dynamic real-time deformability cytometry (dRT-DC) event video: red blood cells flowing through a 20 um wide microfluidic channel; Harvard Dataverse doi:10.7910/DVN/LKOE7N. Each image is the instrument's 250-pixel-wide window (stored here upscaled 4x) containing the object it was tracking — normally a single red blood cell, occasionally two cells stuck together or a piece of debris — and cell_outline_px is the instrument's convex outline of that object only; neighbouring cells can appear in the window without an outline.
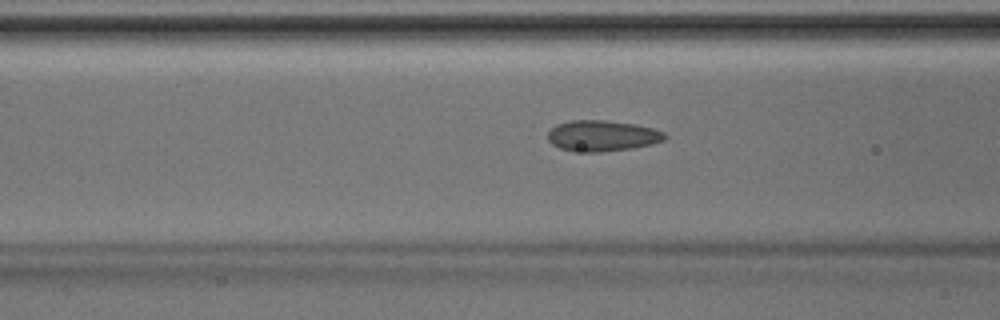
{"species": "Egyptian fruit bat (a non-hibernating species)", "species_latin": "Rousettus aegyptiacus", "temperature_condition": "room temperature", "stored_images_in_passage": 45, "camera_frame_rate_fps": 3000, "um_per_image_px": 0.085, "animal": {"sex": "male"}, "frame": {"image": 1, "passage_image": 18, "time_ms": 5.667, "image_size_px": [1000, 320], "cell_outline_px": [[668, 136], [664, 140], [652, 144], [632, 148], [600, 152], [572, 152], [560, 148], [552, 144], [548, 140], [548, 132], [556, 124], [572, 120], [604, 120], [636, 124], [652, 128], [664, 132]], "centroid_in_image_um": [51.18, 11.55], "position_along_channel_um": 115.4, "area_um2": 21.21}}
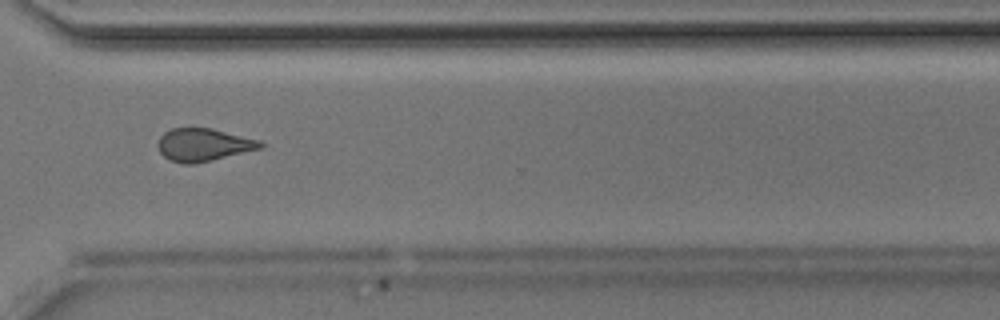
{"frame": {"image": 2, "passage_image": 34, "time_ms": 11.0, "image_size_px": [1000, 320], "cell_outline_px": [[264, 148], [196, 164], [184, 164], [168, 160], [160, 152], [156, 144], [160, 136], [164, 132], [172, 128], [188, 124], [212, 128], [260, 140], [264, 144]], "centroid_in_image_um": [17.27, 12.27], "position_along_channel_um": 353.3, "area_um2": 20.46}}
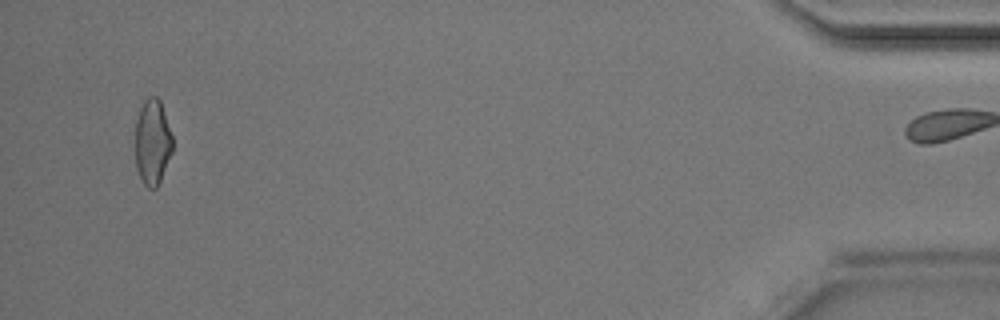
{"frame": {"image": 3, "passage_image": 44, "time_ms": 14.333, "image_size_px": [1000, 320], "cell_outline_px": [[172, 152], [160, 180], [156, 188], [148, 188], [144, 184], [136, 168], [136, 120], [140, 108], [144, 100], [148, 96], [156, 96], [160, 100], [172, 136]], "centroid_in_image_um": [12.95, 12.06], "position_along_channel_um": 422.2, "area_um2": 18.38}}